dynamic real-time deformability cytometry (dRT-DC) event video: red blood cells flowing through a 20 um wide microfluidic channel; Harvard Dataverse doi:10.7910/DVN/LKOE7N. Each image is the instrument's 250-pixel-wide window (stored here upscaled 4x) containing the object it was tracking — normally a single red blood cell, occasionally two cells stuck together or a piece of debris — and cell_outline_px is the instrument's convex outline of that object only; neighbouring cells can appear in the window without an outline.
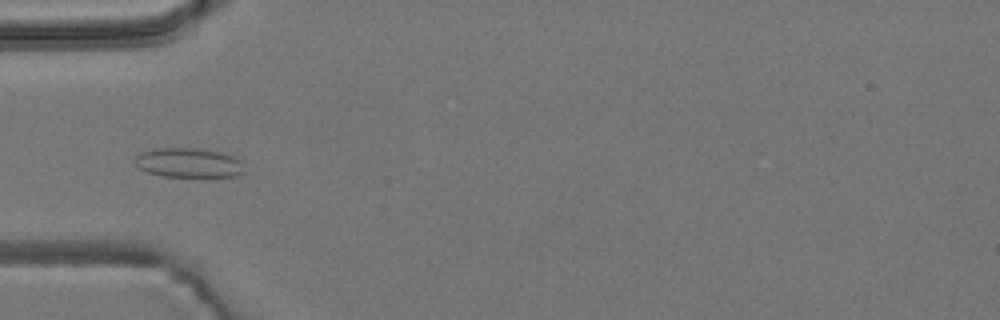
{"species": "common noctule bat (a hibernating species)", "species_latin": "Nyctalus noctula", "temperature_condition": "room temperature", "stored_images_in_passage": 43, "camera_frame_rate_fps": 3000, "um_per_image_px": 0.085, "animal": {"sex": "male", "body_mass_g": 19.2, "forearm_length_mm": 51.8}, "frame": {"image": 1, "passage_image": 7, "time_ms": 2.0, "image_size_px": [1000, 320], "cell_outline_px": [[244, 172], [236, 176], [164, 176], [148, 172], [140, 168], [136, 164], [136, 156], [140, 152], [156, 148], [200, 148], [220, 152], [232, 156], [240, 160]], "centroid_in_image_um": [16.03, 13.82], "position_along_channel_um": 69.0, "area_um2": 18.55}}
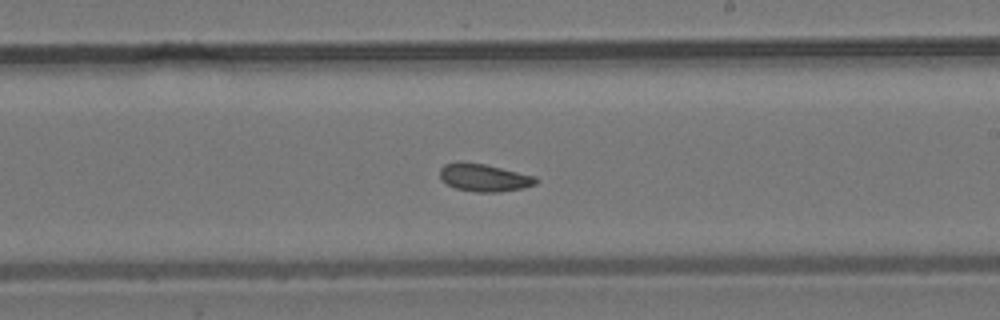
{"frame": {"image": 2, "passage_image": 21, "time_ms": 6.667, "image_size_px": [1000, 320], "cell_outline_px": [[540, 180], [536, 184], [524, 188], [500, 192], [476, 192], [456, 188], [448, 184], [440, 176], [440, 168], [444, 164], [460, 160], [484, 164], [536, 176]], "centroid_in_image_um": [41.17, 15.09], "position_along_channel_um": 247.8, "area_um2": 15.61}}
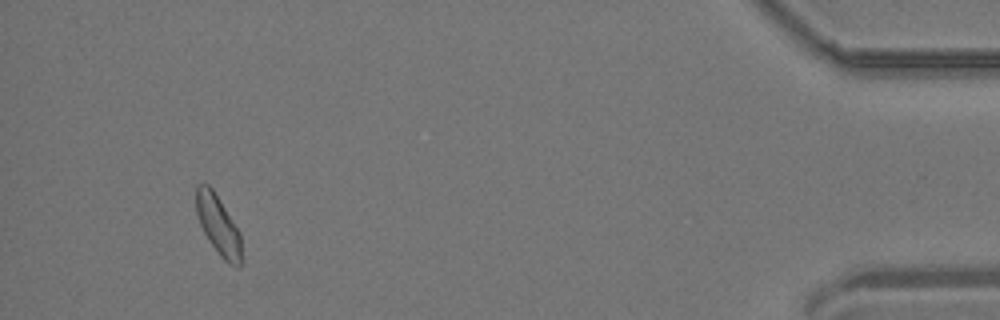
{"frame": {"image": 3, "passage_image": 40, "time_ms": 13.0, "image_size_px": [1000, 320], "cell_outline_px": [[244, 264], [232, 264], [224, 260], [220, 256], [208, 240], [200, 224], [196, 212], [196, 184], [208, 184], [212, 188], [240, 232], [244, 260]], "centroid_in_image_um": [18.57, 19.16], "position_along_channel_um": 416.6, "area_um2": 15.78}, "authors_computed_cell_mechanics": {"area_um2": 15.7794, "velocity_mm_per_s": 3.8259, "shape_relaxation_time_tau1_ms": null, "shape_relaxation_time_tau2_ms": 4.7674, "deformation_change_tau1": null, "deformation_change_tau2": 0.1106}}